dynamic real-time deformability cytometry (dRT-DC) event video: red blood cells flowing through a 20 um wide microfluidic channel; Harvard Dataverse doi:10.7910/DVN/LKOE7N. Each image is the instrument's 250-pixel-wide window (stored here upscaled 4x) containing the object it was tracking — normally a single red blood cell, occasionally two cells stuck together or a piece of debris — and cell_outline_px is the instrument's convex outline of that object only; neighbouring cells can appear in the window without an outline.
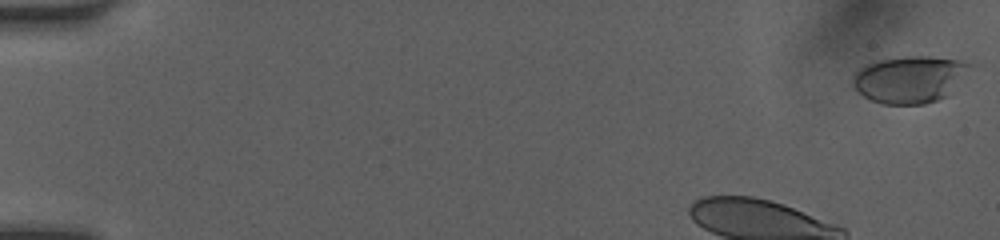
{"species": "human", "species_latin": "Homo sapiens", "temperature_condition": "room temperature", "stored_images_in_passage": 40, "camera_frame_rate_fps": 3000, "um_per_image_px": 0.085, "donor": {"sex": "female"}, "frame": {"image": 1, "passage_image": 1, "time_ms": 0.0, "image_size_px": [1000, 240], "cell_outline_px": [[980, 64], [948, 96], [924, 104], [884, 104], [872, 100], [864, 96], [852, 84], [852, 76], [860, 68], [868, 64], [880, 60], [904, 56], [928, 56], [960, 60]], "centroid_in_image_um": [77.46, 6.72], "position_along_channel_um": 7.5, "area_um2": 32.71}}
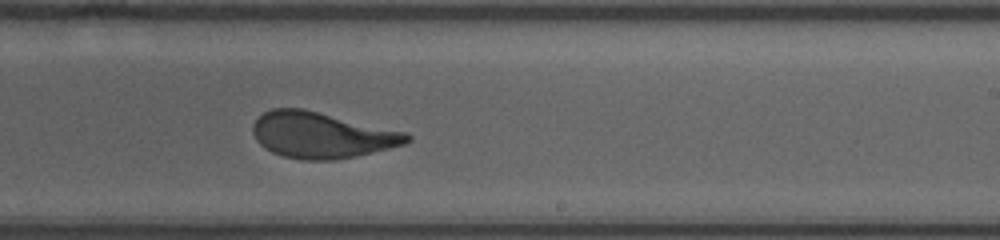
{"frame": {"image": 2, "passage_image": 27, "time_ms": 8.667, "image_size_px": [1000, 240], "cell_outline_px": [[412, 140], [404, 144], [356, 156], [336, 160], [304, 160], [284, 156], [272, 152], [264, 148], [256, 140], [252, 132], [252, 124], [264, 112], [272, 108], [304, 108], [408, 132], [412, 136]], "centroid_in_image_um": [27.35, 11.47], "position_along_channel_um": 261.7, "area_um2": 41.56}}
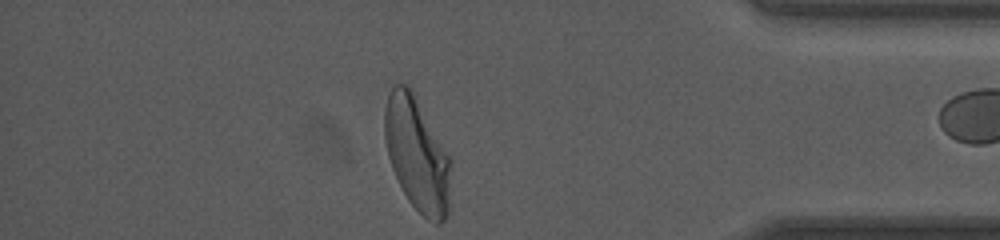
{"frame": {"image": 3, "passage_image": 39, "time_ms": 12.667, "image_size_px": [1000, 240], "cell_outline_px": [[452, 164], [448, 216], [440, 224], [436, 224], [428, 220], [408, 200], [392, 168], [388, 156], [384, 136], [384, 108], [392, 84], [408, 84], [412, 88], [452, 160]], "centroid_in_image_um": [35.47, 13.09], "position_along_channel_um": 399.7, "area_um2": 44.45}}